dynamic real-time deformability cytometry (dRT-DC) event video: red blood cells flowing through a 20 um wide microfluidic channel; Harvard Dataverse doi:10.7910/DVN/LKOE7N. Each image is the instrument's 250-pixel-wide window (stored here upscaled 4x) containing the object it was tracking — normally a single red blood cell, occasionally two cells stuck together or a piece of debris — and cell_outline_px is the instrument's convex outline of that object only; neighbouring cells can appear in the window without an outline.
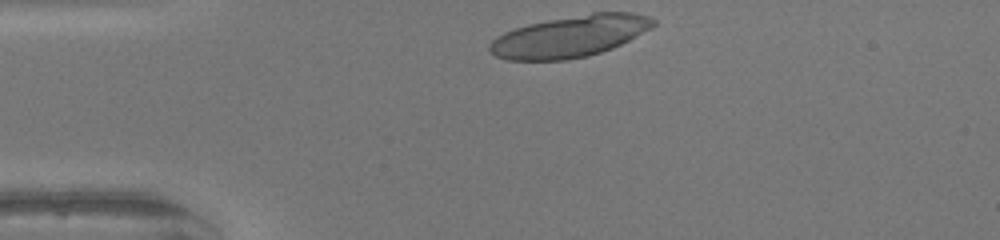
{"species": "human", "species_latin": "Homo sapiens", "temperature_condition": "warm", "stored_images_in_passage": 29, "camera_frame_rate_fps": 3000, "um_per_image_px": 0.085, "donor": {"sex": "female"}, "frame": {"image": 1, "passage_image": 1, "time_ms": 0.0, "image_size_px": [1000, 240], "cell_outline_px": [[656, 24], [652, 28], [612, 48], [588, 56], [564, 60], [508, 60], [496, 56], [488, 48], [488, 44], [496, 36], [504, 32], [528, 24], [548, 20], [592, 12], [632, 12], [648, 16], [656, 20]], "centroid_in_image_um": [48.45, 3.08], "position_along_channel_um": 36.5, "area_um2": 39.59}}
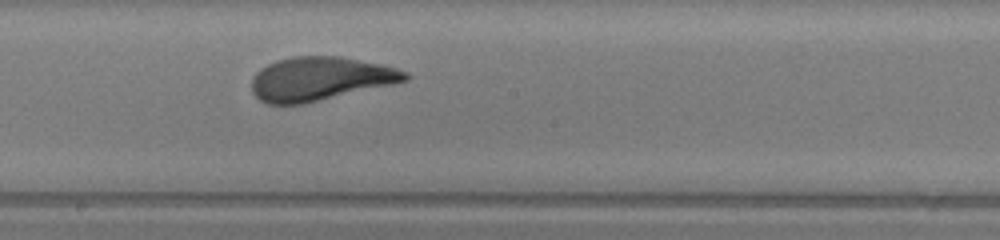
{"frame": {"image": 2, "passage_image": 17, "time_ms": 5.333, "image_size_px": [1000, 240], "cell_outline_px": [[412, 76], [408, 80], [392, 84], [304, 104], [268, 104], [260, 100], [252, 92], [252, 76], [260, 68], [276, 60], [292, 56], [340, 56], [380, 64], [396, 68], [408, 72]], "centroid_in_image_um": [27.19, 6.69], "position_along_channel_um": 221.0, "area_um2": 39.13}}
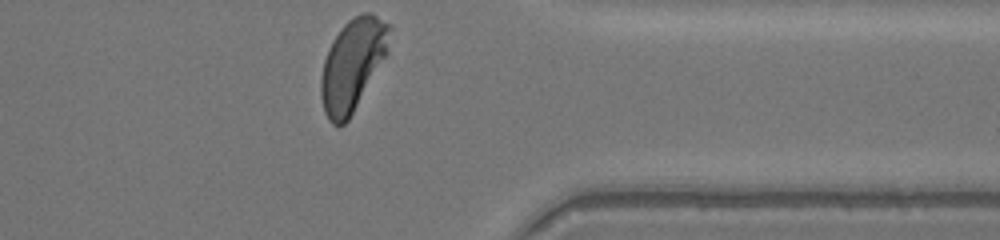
{"frame": {"image": 3, "passage_image": 29, "time_ms": 9.333, "image_size_px": [1000, 240], "cell_outline_px": [[392, 28], [388, 52], [348, 120], [344, 124], [332, 124], [328, 120], [324, 112], [320, 96], [320, 80], [324, 60], [332, 40], [340, 28], [348, 20], [364, 12], [368, 12], [392, 24]], "centroid_in_image_um": [29.97, 5.47], "position_along_channel_um": 381.4, "area_um2": 36.59}, "authors_computed_cell_mechanics": {"area_um2": 39.1306, "velocity_mm_per_s": 4.2573, "shape_relaxation_time_tau1_ms": 3.7455, "shape_relaxation_time_tau2_ms": null, "deformation_change_tau1": 0.223, "deformation_change_tau2": null}}